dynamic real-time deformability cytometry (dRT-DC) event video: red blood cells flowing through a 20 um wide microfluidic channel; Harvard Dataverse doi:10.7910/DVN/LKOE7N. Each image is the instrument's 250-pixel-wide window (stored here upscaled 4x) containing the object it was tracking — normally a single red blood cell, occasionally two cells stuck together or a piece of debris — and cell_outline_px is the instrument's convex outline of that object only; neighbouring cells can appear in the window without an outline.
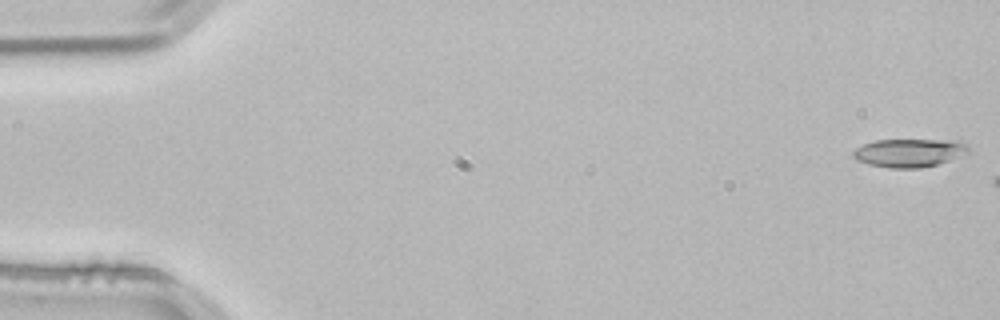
{"species": "common noctule bat (a hibernating species)", "species_latin": "Nyctalus noctula", "temperature_condition": "room temperature", "stored_images_in_passage": 7, "camera_frame_rate_fps": 3000, "um_per_image_px": 0.085, "animal": {"sex": "male", "body_mass_g": 21.5, "forearm_length_mm": 52.0}, "frame": {"image": 1, "passage_image": 1, "time_ms": 0.0, "image_size_px": [1000, 320], "cell_outline_px": [[968, 152], [948, 160], [936, 164], [920, 168], [888, 168], [868, 164], [856, 160], [852, 156], [852, 152], [856, 148], [864, 144], [876, 140], [960, 140], [968, 144]], "centroid_in_image_um": [77.26, 12.98], "position_along_channel_um": 7.7, "area_um2": 18.96}}